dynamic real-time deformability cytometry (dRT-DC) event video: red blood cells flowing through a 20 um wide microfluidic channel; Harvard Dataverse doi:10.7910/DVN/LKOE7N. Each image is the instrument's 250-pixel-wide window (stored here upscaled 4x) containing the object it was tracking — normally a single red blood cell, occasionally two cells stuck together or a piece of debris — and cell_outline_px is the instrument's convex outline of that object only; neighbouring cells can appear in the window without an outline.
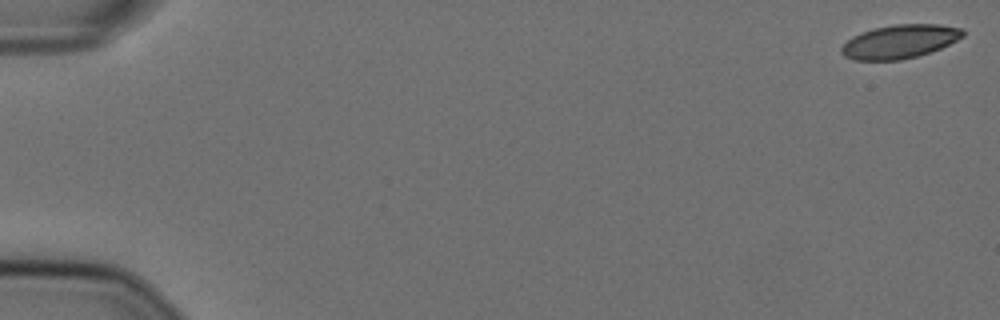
{"species": "Egyptian fruit bat (a non-hibernating species)", "species_latin": "Rousettus aegyptiacus", "temperature_condition": "cold", "stored_images_in_passage": 13, "camera_frame_rate_fps": 3000, "um_per_image_px": 0.085, "animal": {"sex": "female"}, "frame": {"image": 1, "passage_image": 1, "time_ms": 0.0, "image_size_px": [1000, 320], "cell_outline_px": [[964, 36], [940, 48], [916, 56], [900, 60], [856, 60], [844, 56], [840, 52], [840, 48], [852, 36], [872, 28], [892, 24], [940, 24], [964, 28]], "centroid_in_image_um": [76.47, 3.51], "position_along_channel_um": 8.5, "area_um2": 23.81}}